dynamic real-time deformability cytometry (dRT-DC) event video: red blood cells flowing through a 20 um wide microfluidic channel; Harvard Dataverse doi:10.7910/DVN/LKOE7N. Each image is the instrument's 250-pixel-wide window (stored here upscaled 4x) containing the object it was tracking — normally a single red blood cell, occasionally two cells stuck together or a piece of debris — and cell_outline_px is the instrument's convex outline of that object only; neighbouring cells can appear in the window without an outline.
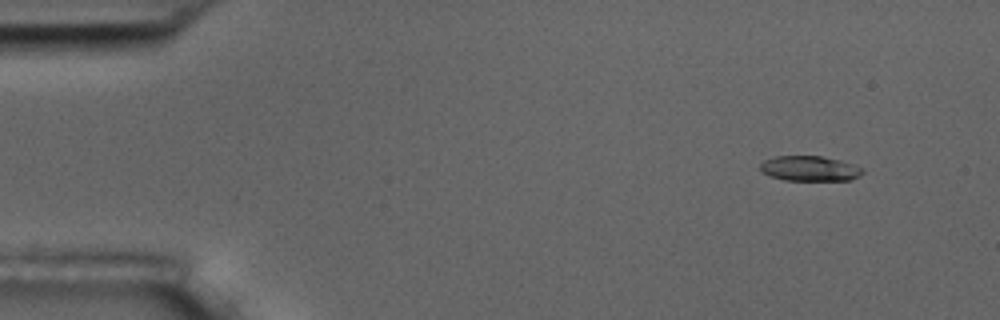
{"species": "common noctule bat (a hibernating species)", "species_latin": "Nyctalus noctula", "temperature_condition": "room temperature", "stored_images_in_passage": 4, "camera_frame_rate_fps": 3000, "um_per_image_px": 0.085, "animal": {"sex": "male", "body_mass_g": 17.5, "forearm_length_mm": 52.3}, "frame": {"image": 1, "passage_image": 1, "time_ms": 0.0, "image_size_px": [1000, 320], "cell_outline_px": [[864, 172], [860, 176], [852, 180], [784, 180], [768, 176], [760, 172], [760, 164], [764, 160], [772, 156], [820, 156], [840, 160], [864, 168]], "centroid_in_image_um": [68.8, 14.33], "position_along_channel_um": 16.2, "area_um2": 15.2}}
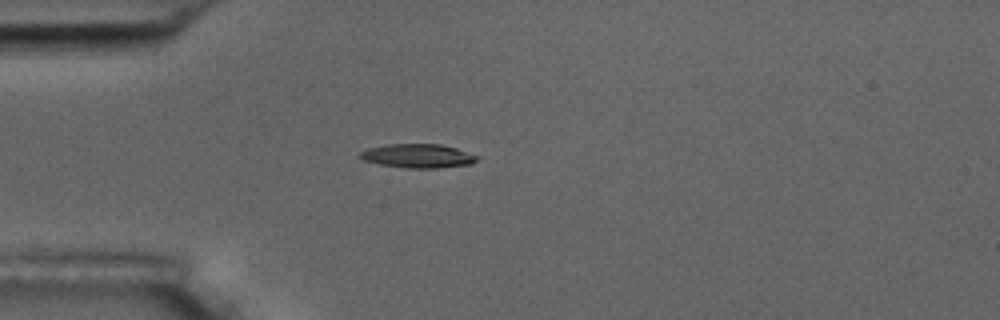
{"frame": {"image": 2, "passage_image": 4, "time_ms": 3.333, "image_size_px": [1000, 320], "cell_outline_px": [[480, 156], [472, 164], [436, 168], [408, 168], [380, 164], [364, 160], [356, 156], [360, 152], [368, 148], [388, 144], [440, 144], [456, 148]], "centroid_in_image_um": [35.52, 13.25], "position_along_channel_um": 49.5, "area_um2": 16.3}}